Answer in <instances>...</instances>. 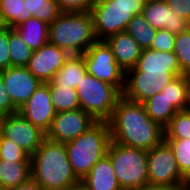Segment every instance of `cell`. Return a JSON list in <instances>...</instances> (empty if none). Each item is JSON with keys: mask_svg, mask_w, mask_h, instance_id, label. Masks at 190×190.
Wrapping results in <instances>:
<instances>
[{"mask_svg": "<svg viewBox=\"0 0 190 190\" xmlns=\"http://www.w3.org/2000/svg\"><path fill=\"white\" fill-rule=\"evenodd\" d=\"M107 122L111 141L127 147L148 151L164 140V128L151 120L143 104L123 96Z\"/></svg>", "mask_w": 190, "mask_h": 190, "instance_id": "cell-1", "label": "cell"}, {"mask_svg": "<svg viewBox=\"0 0 190 190\" xmlns=\"http://www.w3.org/2000/svg\"><path fill=\"white\" fill-rule=\"evenodd\" d=\"M31 175L43 190H62L81 182L69 162L65 144L47 138L31 156Z\"/></svg>", "mask_w": 190, "mask_h": 190, "instance_id": "cell-2", "label": "cell"}, {"mask_svg": "<svg viewBox=\"0 0 190 190\" xmlns=\"http://www.w3.org/2000/svg\"><path fill=\"white\" fill-rule=\"evenodd\" d=\"M96 41L91 12H61L49 25V43L69 54H84Z\"/></svg>", "mask_w": 190, "mask_h": 190, "instance_id": "cell-3", "label": "cell"}, {"mask_svg": "<svg viewBox=\"0 0 190 190\" xmlns=\"http://www.w3.org/2000/svg\"><path fill=\"white\" fill-rule=\"evenodd\" d=\"M111 135L107 121H97L86 132L65 144L75 175L82 180L93 165L106 156Z\"/></svg>", "mask_w": 190, "mask_h": 190, "instance_id": "cell-4", "label": "cell"}, {"mask_svg": "<svg viewBox=\"0 0 190 190\" xmlns=\"http://www.w3.org/2000/svg\"><path fill=\"white\" fill-rule=\"evenodd\" d=\"M145 0H98L91 9L97 40L126 31L134 15L142 14Z\"/></svg>", "mask_w": 190, "mask_h": 190, "instance_id": "cell-5", "label": "cell"}, {"mask_svg": "<svg viewBox=\"0 0 190 190\" xmlns=\"http://www.w3.org/2000/svg\"><path fill=\"white\" fill-rule=\"evenodd\" d=\"M109 157L122 190H133L148 182L147 151L110 142Z\"/></svg>", "mask_w": 190, "mask_h": 190, "instance_id": "cell-6", "label": "cell"}, {"mask_svg": "<svg viewBox=\"0 0 190 190\" xmlns=\"http://www.w3.org/2000/svg\"><path fill=\"white\" fill-rule=\"evenodd\" d=\"M80 108L97 121H107L122 93L111 84L86 73L76 88Z\"/></svg>", "mask_w": 190, "mask_h": 190, "instance_id": "cell-7", "label": "cell"}, {"mask_svg": "<svg viewBox=\"0 0 190 190\" xmlns=\"http://www.w3.org/2000/svg\"><path fill=\"white\" fill-rule=\"evenodd\" d=\"M87 73L124 91L125 72L114 59L113 52L104 40H97L83 54Z\"/></svg>", "mask_w": 190, "mask_h": 190, "instance_id": "cell-8", "label": "cell"}, {"mask_svg": "<svg viewBox=\"0 0 190 190\" xmlns=\"http://www.w3.org/2000/svg\"><path fill=\"white\" fill-rule=\"evenodd\" d=\"M181 75L182 71H126L122 96L127 100L143 103Z\"/></svg>", "mask_w": 190, "mask_h": 190, "instance_id": "cell-9", "label": "cell"}, {"mask_svg": "<svg viewBox=\"0 0 190 190\" xmlns=\"http://www.w3.org/2000/svg\"><path fill=\"white\" fill-rule=\"evenodd\" d=\"M148 182L169 186H184L186 178L181 174L170 145L163 140L147 151Z\"/></svg>", "mask_w": 190, "mask_h": 190, "instance_id": "cell-10", "label": "cell"}, {"mask_svg": "<svg viewBox=\"0 0 190 190\" xmlns=\"http://www.w3.org/2000/svg\"><path fill=\"white\" fill-rule=\"evenodd\" d=\"M0 134L15 142L32 156L46 138V133L31 124L19 112L0 116Z\"/></svg>", "mask_w": 190, "mask_h": 190, "instance_id": "cell-11", "label": "cell"}, {"mask_svg": "<svg viewBox=\"0 0 190 190\" xmlns=\"http://www.w3.org/2000/svg\"><path fill=\"white\" fill-rule=\"evenodd\" d=\"M97 120L79 108L77 110L56 113L46 138L60 143L76 139L93 126Z\"/></svg>", "mask_w": 190, "mask_h": 190, "instance_id": "cell-12", "label": "cell"}, {"mask_svg": "<svg viewBox=\"0 0 190 190\" xmlns=\"http://www.w3.org/2000/svg\"><path fill=\"white\" fill-rule=\"evenodd\" d=\"M70 54L49 42L33 51L26 66L29 72L41 83H48L58 70L65 64Z\"/></svg>", "mask_w": 190, "mask_h": 190, "instance_id": "cell-13", "label": "cell"}, {"mask_svg": "<svg viewBox=\"0 0 190 190\" xmlns=\"http://www.w3.org/2000/svg\"><path fill=\"white\" fill-rule=\"evenodd\" d=\"M0 78L17 109H20L41 85L27 67L11 66L0 71Z\"/></svg>", "mask_w": 190, "mask_h": 190, "instance_id": "cell-14", "label": "cell"}, {"mask_svg": "<svg viewBox=\"0 0 190 190\" xmlns=\"http://www.w3.org/2000/svg\"><path fill=\"white\" fill-rule=\"evenodd\" d=\"M18 112L31 124L39 127L45 133L50 129L56 115L47 83H41L27 102Z\"/></svg>", "mask_w": 190, "mask_h": 190, "instance_id": "cell-15", "label": "cell"}, {"mask_svg": "<svg viewBox=\"0 0 190 190\" xmlns=\"http://www.w3.org/2000/svg\"><path fill=\"white\" fill-rule=\"evenodd\" d=\"M143 17L154 29H165L177 35L190 28V23L178 16L165 0L145 1Z\"/></svg>", "mask_w": 190, "mask_h": 190, "instance_id": "cell-16", "label": "cell"}, {"mask_svg": "<svg viewBox=\"0 0 190 190\" xmlns=\"http://www.w3.org/2000/svg\"><path fill=\"white\" fill-rule=\"evenodd\" d=\"M111 48L114 59L126 72L136 66L142 48L126 31L113 34L104 40Z\"/></svg>", "mask_w": 190, "mask_h": 190, "instance_id": "cell-17", "label": "cell"}, {"mask_svg": "<svg viewBox=\"0 0 190 190\" xmlns=\"http://www.w3.org/2000/svg\"><path fill=\"white\" fill-rule=\"evenodd\" d=\"M81 183L86 190H122L107 155L93 165Z\"/></svg>", "mask_w": 190, "mask_h": 190, "instance_id": "cell-18", "label": "cell"}, {"mask_svg": "<svg viewBox=\"0 0 190 190\" xmlns=\"http://www.w3.org/2000/svg\"><path fill=\"white\" fill-rule=\"evenodd\" d=\"M127 71H181L174 52L143 49L135 67Z\"/></svg>", "mask_w": 190, "mask_h": 190, "instance_id": "cell-19", "label": "cell"}, {"mask_svg": "<svg viewBox=\"0 0 190 190\" xmlns=\"http://www.w3.org/2000/svg\"><path fill=\"white\" fill-rule=\"evenodd\" d=\"M86 73L87 69L83 54H70L65 64L52 77L50 82L55 86H66L76 89Z\"/></svg>", "mask_w": 190, "mask_h": 190, "instance_id": "cell-20", "label": "cell"}, {"mask_svg": "<svg viewBox=\"0 0 190 190\" xmlns=\"http://www.w3.org/2000/svg\"><path fill=\"white\" fill-rule=\"evenodd\" d=\"M13 29L33 51L49 42V25L37 18L27 19Z\"/></svg>", "mask_w": 190, "mask_h": 190, "instance_id": "cell-21", "label": "cell"}, {"mask_svg": "<svg viewBox=\"0 0 190 190\" xmlns=\"http://www.w3.org/2000/svg\"><path fill=\"white\" fill-rule=\"evenodd\" d=\"M31 175V162L0 159V187L8 190L27 182Z\"/></svg>", "mask_w": 190, "mask_h": 190, "instance_id": "cell-22", "label": "cell"}, {"mask_svg": "<svg viewBox=\"0 0 190 190\" xmlns=\"http://www.w3.org/2000/svg\"><path fill=\"white\" fill-rule=\"evenodd\" d=\"M147 115L154 122L165 128L173 116L178 112L168 101L165 93H157L143 103Z\"/></svg>", "mask_w": 190, "mask_h": 190, "instance_id": "cell-23", "label": "cell"}, {"mask_svg": "<svg viewBox=\"0 0 190 190\" xmlns=\"http://www.w3.org/2000/svg\"><path fill=\"white\" fill-rule=\"evenodd\" d=\"M161 93H165L169 103L177 111L186 110L189 106L190 77L188 75L176 77Z\"/></svg>", "mask_w": 190, "mask_h": 190, "instance_id": "cell-24", "label": "cell"}, {"mask_svg": "<svg viewBox=\"0 0 190 190\" xmlns=\"http://www.w3.org/2000/svg\"><path fill=\"white\" fill-rule=\"evenodd\" d=\"M52 104L56 113L63 111L77 110L80 102L76 89L66 86H55L51 82L47 83Z\"/></svg>", "mask_w": 190, "mask_h": 190, "instance_id": "cell-25", "label": "cell"}, {"mask_svg": "<svg viewBox=\"0 0 190 190\" xmlns=\"http://www.w3.org/2000/svg\"><path fill=\"white\" fill-rule=\"evenodd\" d=\"M126 32L142 49H148L155 38L157 30L146 21L142 14L134 15L129 21Z\"/></svg>", "mask_w": 190, "mask_h": 190, "instance_id": "cell-26", "label": "cell"}, {"mask_svg": "<svg viewBox=\"0 0 190 190\" xmlns=\"http://www.w3.org/2000/svg\"><path fill=\"white\" fill-rule=\"evenodd\" d=\"M25 20L26 1L0 0V21L3 26L14 28Z\"/></svg>", "mask_w": 190, "mask_h": 190, "instance_id": "cell-27", "label": "cell"}, {"mask_svg": "<svg viewBox=\"0 0 190 190\" xmlns=\"http://www.w3.org/2000/svg\"><path fill=\"white\" fill-rule=\"evenodd\" d=\"M26 1L27 19L32 17L52 24L61 13L55 0H24Z\"/></svg>", "mask_w": 190, "mask_h": 190, "instance_id": "cell-28", "label": "cell"}, {"mask_svg": "<svg viewBox=\"0 0 190 190\" xmlns=\"http://www.w3.org/2000/svg\"><path fill=\"white\" fill-rule=\"evenodd\" d=\"M10 67H26L33 50L21 39L20 35L9 28Z\"/></svg>", "mask_w": 190, "mask_h": 190, "instance_id": "cell-29", "label": "cell"}, {"mask_svg": "<svg viewBox=\"0 0 190 190\" xmlns=\"http://www.w3.org/2000/svg\"><path fill=\"white\" fill-rule=\"evenodd\" d=\"M164 139H190V112L178 111L164 128Z\"/></svg>", "mask_w": 190, "mask_h": 190, "instance_id": "cell-30", "label": "cell"}, {"mask_svg": "<svg viewBox=\"0 0 190 190\" xmlns=\"http://www.w3.org/2000/svg\"><path fill=\"white\" fill-rule=\"evenodd\" d=\"M174 54L183 75H190V28L176 35Z\"/></svg>", "mask_w": 190, "mask_h": 190, "instance_id": "cell-31", "label": "cell"}, {"mask_svg": "<svg viewBox=\"0 0 190 190\" xmlns=\"http://www.w3.org/2000/svg\"><path fill=\"white\" fill-rule=\"evenodd\" d=\"M173 150L181 174H190V139H164Z\"/></svg>", "mask_w": 190, "mask_h": 190, "instance_id": "cell-32", "label": "cell"}, {"mask_svg": "<svg viewBox=\"0 0 190 190\" xmlns=\"http://www.w3.org/2000/svg\"><path fill=\"white\" fill-rule=\"evenodd\" d=\"M0 159L14 160L16 162H31V156L12 140L0 134Z\"/></svg>", "mask_w": 190, "mask_h": 190, "instance_id": "cell-33", "label": "cell"}, {"mask_svg": "<svg viewBox=\"0 0 190 190\" xmlns=\"http://www.w3.org/2000/svg\"><path fill=\"white\" fill-rule=\"evenodd\" d=\"M176 35L165 29L157 30L150 49L161 52H173Z\"/></svg>", "mask_w": 190, "mask_h": 190, "instance_id": "cell-34", "label": "cell"}, {"mask_svg": "<svg viewBox=\"0 0 190 190\" xmlns=\"http://www.w3.org/2000/svg\"><path fill=\"white\" fill-rule=\"evenodd\" d=\"M98 0H55L60 12H91Z\"/></svg>", "mask_w": 190, "mask_h": 190, "instance_id": "cell-35", "label": "cell"}, {"mask_svg": "<svg viewBox=\"0 0 190 190\" xmlns=\"http://www.w3.org/2000/svg\"><path fill=\"white\" fill-rule=\"evenodd\" d=\"M9 27L0 28V71L10 67Z\"/></svg>", "mask_w": 190, "mask_h": 190, "instance_id": "cell-36", "label": "cell"}, {"mask_svg": "<svg viewBox=\"0 0 190 190\" xmlns=\"http://www.w3.org/2000/svg\"><path fill=\"white\" fill-rule=\"evenodd\" d=\"M17 112L18 109L12 103L10 94L7 92L3 80L0 78V116Z\"/></svg>", "mask_w": 190, "mask_h": 190, "instance_id": "cell-37", "label": "cell"}, {"mask_svg": "<svg viewBox=\"0 0 190 190\" xmlns=\"http://www.w3.org/2000/svg\"><path fill=\"white\" fill-rule=\"evenodd\" d=\"M169 8L190 23V0H165Z\"/></svg>", "mask_w": 190, "mask_h": 190, "instance_id": "cell-38", "label": "cell"}, {"mask_svg": "<svg viewBox=\"0 0 190 190\" xmlns=\"http://www.w3.org/2000/svg\"><path fill=\"white\" fill-rule=\"evenodd\" d=\"M184 186H169L164 184L147 183L133 190H183Z\"/></svg>", "mask_w": 190, "mask_h": 190, "instance_id": "cell-39", "label": "cell"}, {"mask_svg": "<svg viewBox=\"0 0 190 190\" xmlns=\"http://www.w3.org/2000/svg\"><path fill=\"white\" fill-rule=\"evenodd\" d=\"M8 190H43V188L31 177L27 182Z\"/></svg>", "mask_w": 190, "mask_h": 190, "instance_id": "cell-40", "label": "cell"}, {"mask_svg": "<svg viewBox=\"0 0 190 190\" xmlns=\"http://www.w3.org/2000/svg\"><path fill=\"white\" fill-rule=\"evenodd\" d=\"M62 190H86V188L81 182H79L78 184L64 188Z\"/></svg>", "mask_w": 190, "mask_h": 190, "instance_id": "cell-41", "label": "cell"}, {"mask_svg": "<svg viewBox=\"0 0 190 190\" xmlns=\"http://www.w3.org/2000/svg\"><path fill=\"white\" fill-rule=\"evenodd\" d=\"M183 190H190V174L186 177Z\"/></svg>", "mask_w": 190, "mask_h": 190, "instance_id": "cell-42", "label": "cell"}, {"mask_svg": "<svg viewBox=\"0 0 190 190\" xmlns=\"http://www.w3.org/2000/svg\"><path fill=\"white\" fill-rule=\"evenodd\" d=\"M187 110L190 112V95H189V106H188Z\"/></svg>", "mask_w": 190, "mask_h": 190, "instance_id": "cell-43", "label": "cell"}]
</instances>
